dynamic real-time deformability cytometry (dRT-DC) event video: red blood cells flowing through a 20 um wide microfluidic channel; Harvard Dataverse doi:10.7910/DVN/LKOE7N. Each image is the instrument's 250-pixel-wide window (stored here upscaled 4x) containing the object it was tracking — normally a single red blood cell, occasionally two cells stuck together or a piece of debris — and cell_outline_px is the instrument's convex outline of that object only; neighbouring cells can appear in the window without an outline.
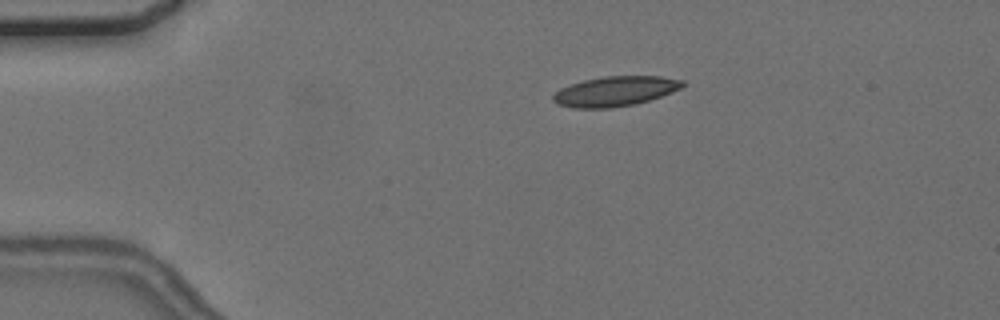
{"species": "common noctule bat (a hibernating species)", "species_latin": "Nyctalus noctula", "temperature_condition": "cold", "stored_images_in_passage": 9, "camera_frame_rate_fps": 3000, "um_per_image_px": 0.085, "animal": {"sex": "female", "body_mass_g": 24.6, "forearm_length_mm": 56.2}, "frame": {"image": 1, "passage_image": 4, "time_ms": 3.333, "image_size_px": [1000, 320], "cell_outline_px": [[684, 84], [680, 88], [672, 92], [636, 104], [608, 108], [572, 108], [556, 104], [552, 100], [552, 96], [560, 88], [584, 80], [604, 76], [660, 76], [684, 80]], "centroid_in_image_um": [52.26, 7.76], "position_along_channel_um": 32.7, "area_um2": 22.48}}
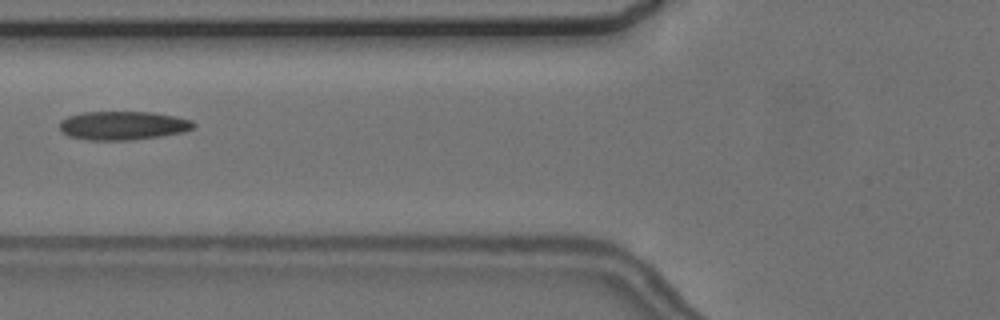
{"frame": {"image": 2, "passage_image": 7, "time_ms": 7.0, "image_size_px": [1000, 320], "cell_outline_px": [[196, 124], [192, 128], [184, 132], [160, 136], [132, 140], [88, 140], [68, 136], [60, 128], [60, 120], [68, 116], [80, 112], [152, 112], [176, 116], [192, 120]], "centroid_in_image_um": [10.45, 10.66], "position_along_channel_um": 115.3, "area_um2": 22.48}}
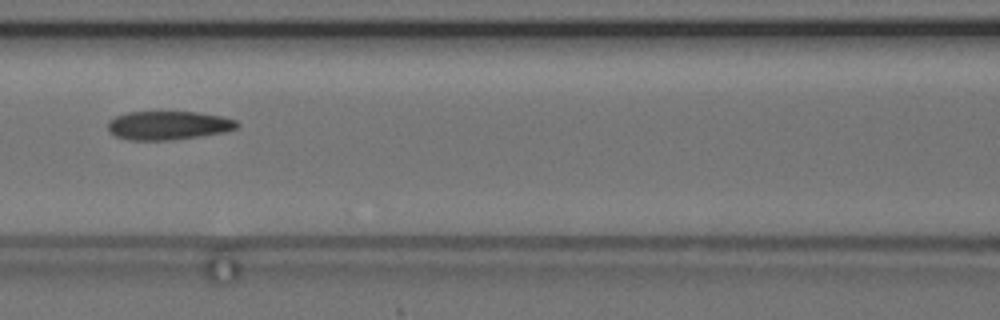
{"frame": {"image": 3, "passage_image": 8, "time_ms": 8.0, "image_size_px": [1000, 320], "cell_outline_px": [[240, 124], [236, 128], [224, 132], [200, 136], [172, 140], [128, 140], [116, 136], [108, 132], [108, 120], [116, 116], [128, 112], [196, 112], [224, 116], [236, 120]], "centroid_in_image_um": [14.3, 10.66], "position_along_channel_um": 152.3, "area_um2": 21.73}}